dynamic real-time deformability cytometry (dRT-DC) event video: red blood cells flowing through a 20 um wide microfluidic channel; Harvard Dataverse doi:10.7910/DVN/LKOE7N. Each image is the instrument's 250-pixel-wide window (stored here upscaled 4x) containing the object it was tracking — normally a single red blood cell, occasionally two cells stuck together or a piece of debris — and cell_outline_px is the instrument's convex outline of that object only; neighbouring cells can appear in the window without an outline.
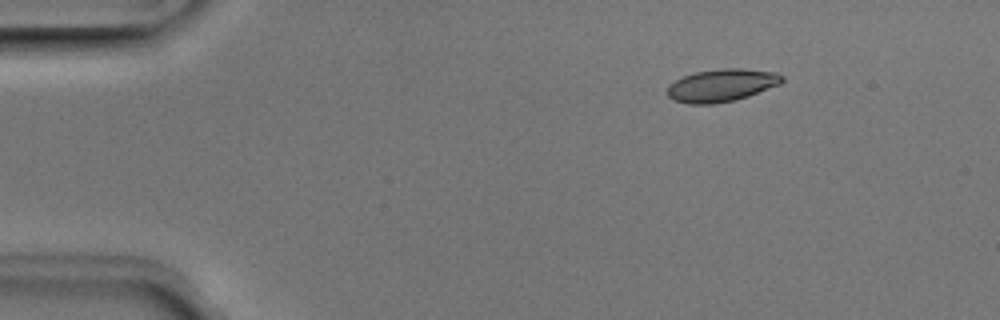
{"species": "Egyptian fruit bat (a non-hibernating species)", "species_latin": "Rousettus aegyptiacus", "temperature_condition": "room temperature", "stored_images_in_passage": 45, "camera_frame_rate_fps": 3000, "um_per_image_px": 0.085, "animal": {"sex": "male"}, "frame": {"image": 1, "passage_image": 1, "time_ms": 0.0, "image_size_px": [1000, 320], "cell_outline_px": [[784, 80], [780, 84], [748, 96], [732, 100], [712, 104], [688, 104], [672, 100], [668, 96], [668, 84], [684, 76], [696, 72], [720, 68], [740, 68], [776, 72], [784, 76]], "centroid_in_image_um": [61.33, 7.25], "position_along_channel_um": 23.7, "area_um2": 21.79}}
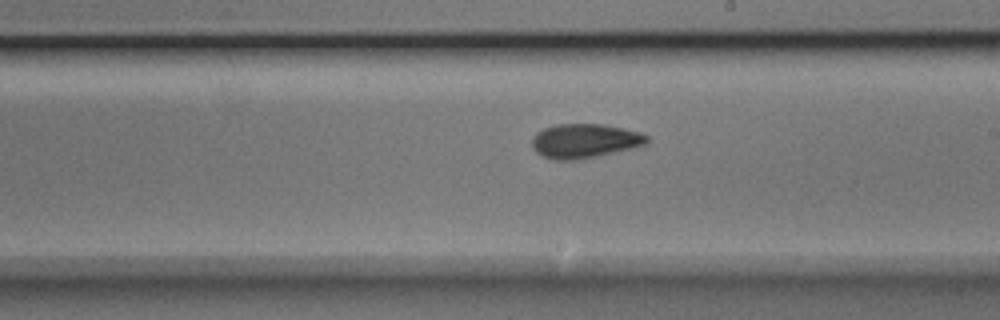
{"frame": {"image": 2, "passage_image": 23, "time_ms": 7.333, "image_size_px": [1000, 320], "cell_outline_px": [[648, 140], [644, 144], [636, 148], [580, 160], [552, 160], [536, 152], [532, 148], [532, 136], [536, 132], [544, 128], [556, 124], [604, 124], [624, 128], [640, 132], [648, 136]], "centroid_in_image_um": [49.69, 11.98], "position_along_channel_um": 239.3, "area_um2": 23.29}}
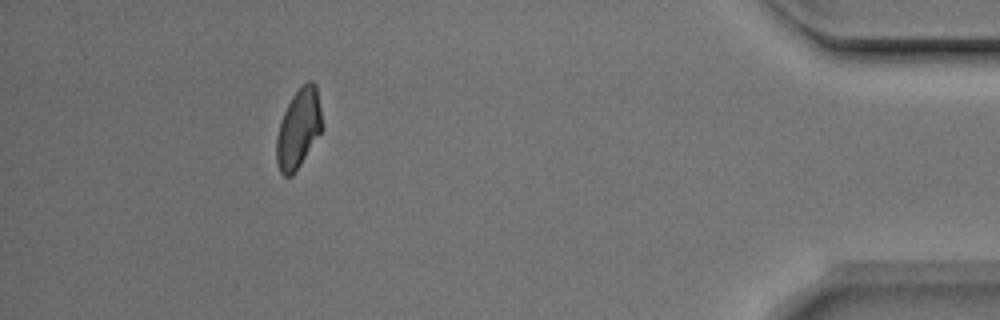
{"frame": {"image": 3, "passage_image": 40, "time_ms": 13.0, "image_size_px": [1000, 320], "cell_outline_px": [[320, 132], [300, 164], [292, 176], [284, 176], [280, 172], [276, 160], [276, 136], [280, 120], [292, 96], [308, 80], [312, 80], [316, 84], [320, 108]], "centroid_in_image_um": [25.33, 10.93], "position_along_channel_um": 409.9, "area_um2": 20.52}, "authors_computed_cell_mechanics": {"area_um2": 21.9062, "velocity_mm_per_s": 3.9855, "shape_relaxation_time_tau1_ms": 4.0593, "shape_relaxation_time_tau2_ms": 2.4421, "deformation_change_tau1": 0.1471, "deformation_change_tau2": 0.0537}}